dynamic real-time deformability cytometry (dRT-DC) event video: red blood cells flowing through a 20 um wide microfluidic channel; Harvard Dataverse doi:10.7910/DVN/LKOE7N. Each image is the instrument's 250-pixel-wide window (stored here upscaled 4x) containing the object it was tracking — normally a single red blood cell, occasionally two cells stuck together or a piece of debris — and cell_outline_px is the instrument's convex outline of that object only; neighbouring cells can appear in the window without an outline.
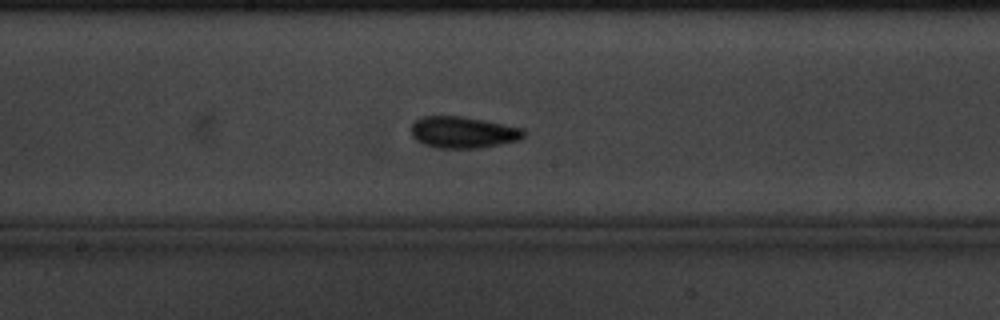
{"species": "common noctule bat (a hibernating species)", "species_latin": "Nyctalus noctula", "temperature_condition": "cold", "stored_images_in_passage": 49, "camera_frame_rate_fps": 3000, "um_per_image_px": 0.085, "animal": {"sex": "male", "body_mass_g": 20.1, "forearm_length_mm": 53.5}, "frame": {"image": 1, "passage_image": 18, "time_ms": 5.667, "image_size_px": [1000, 320], "cell_outline_px": [[528, 132], [520, 140], [480, 148], [436, 148], [424, 144], [416, 140], [412, 136], [412, 124], [420, 116], [460, 116], [484, 120], [524, 128]], "centroid_in_image_um": [39.39, 11.25], "position_along_channel_um": 208.8, "area_um2": 20.87}}
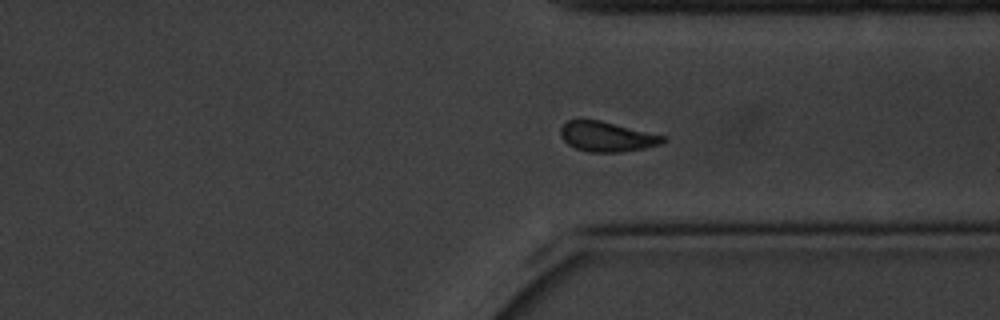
{"frame": {"image": 2, "passage_image": 32, "time_ms": 10.333, "image_size_px": [1000, 320], "cell_outline_px": [[668, 140], [664, 144], [644, 148], [620, 152], [588, 152], [576, 148], [568, 144], [560, 136], [560, 128], [568, 120], [580, 116], [600, 120], [668, 136]], "centroid_in_image_um": [51.6, 11.58], "position_along_channel_um": 359.8, "area_um2": 18.55}}
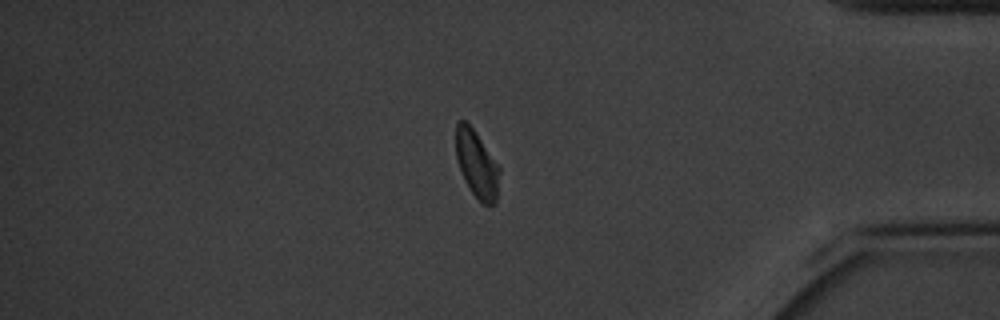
{"frame": {"image": 3, "passage_image": 38, "time_ms": 12.333, "image_size_px": [1000, 320], "cell_outline_px": [[500, 172], [496, 200], [492, 204], [484, 204], [472, 192], [464, 180], [456, 156], [456, 124], [460, 120], [464, 120], [472, 128], [500, 168]], "centroid_in_image_um": [40.52, 13.95], "position_along_channel_um": 394.7, "area_um2": 16.53}, "authors_computed_cell_mechanics": {"area_um2": 18.9006, "velocity_mm_per_s": 3.2374, "shape_relaxation_time_tau1_ms": null, "shape_relaxation_time_tau2_ms": 2.4055, "deformation_change_tau1": null, "deformation_change_tau2": 0.068}}